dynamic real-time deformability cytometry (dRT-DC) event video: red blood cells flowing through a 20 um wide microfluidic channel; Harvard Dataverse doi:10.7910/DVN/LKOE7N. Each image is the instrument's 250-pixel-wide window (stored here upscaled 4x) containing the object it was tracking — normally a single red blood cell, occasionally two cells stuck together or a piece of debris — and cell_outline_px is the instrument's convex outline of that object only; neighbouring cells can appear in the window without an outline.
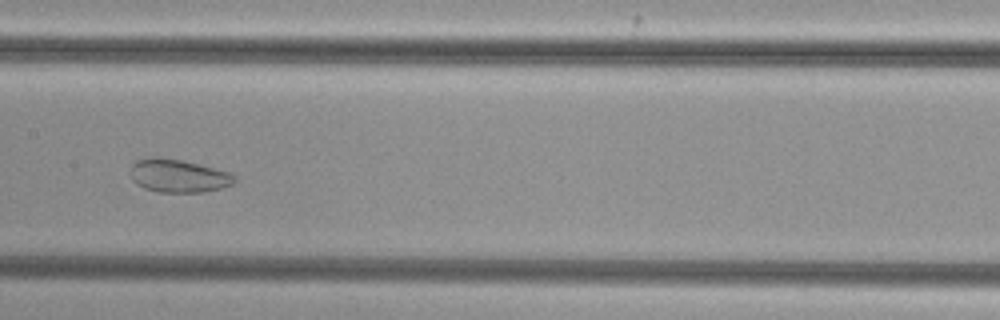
{"species": "common noctule bat (a hibernating species)", "species_latin": "Nyctalus noctula", "temperature_condition": "cold", "stored_images_in_passage": 49, "camera_frame_rate_fps": 3000, "um_per_image_px": 0.085, "animal": {"sex": "female", "body_mass_g": 29.2, "forearm_length_mm": 56.3}, "frame": {"image": 1, "passage_image": 23, "time_ms": 7.333, "image_size_px": [1000, 320], "cell_outline_px": [[236, 180], [232, 184], [220, 188], [204, 192], [160, 192], [144, 188], [136, 184], [132, 180], [132, 164], [136, 160], [148, 156], [156, 156], [180, 160], [200, 164], [228, 172], [236, 176]], "centroid_in_image_um": [15.14, 14.93], "position_along_channel_um": 192.3, "area_um2": 20.11}}
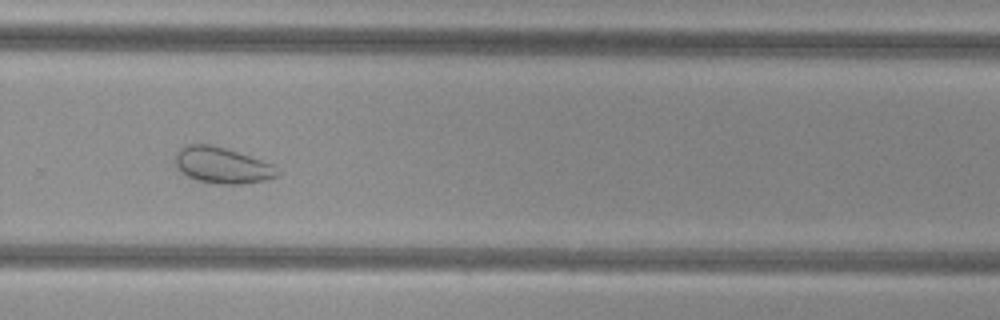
{"frame": {"image": 2, "passage_image": 32, "time_ms": 10.333, "image_size_px": [1000, 320], "cell_outline_px": [[280, 172], [276, 176], [264, 180], [240, 184], [216, 184], [196, 180], [180, 172], [176, 164], [176, 152], [184, 144], [212, 144], [272, 164]], "centroid_in_image_um": [18.83, 14.05], "position_along_channel_um": 311.0, "area_um2": 21.27}}
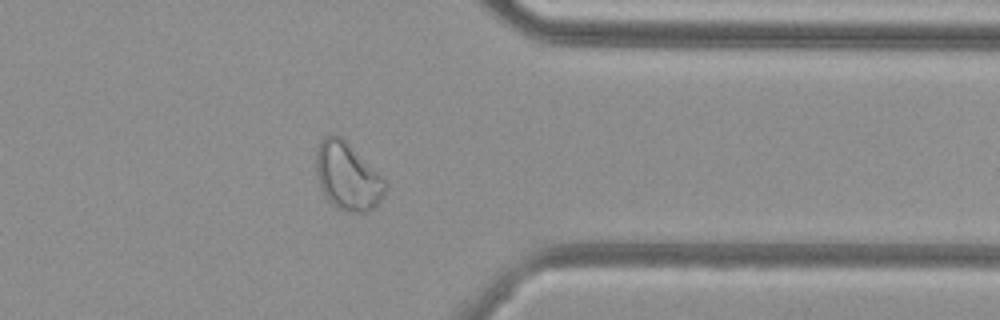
{"frame": {"image": 3, "passage_image": 38, "time_ms": 12.333, "image_size_px": [1000, 320], "cell_outline_px": [[388, 188], [384, 196], [368, 212], [344, 212], [332, 204], [320, 192], [316, 172], [316, 148], [320, 140], [324, 136], [332, 132], [336, 132], [388, 180]], "centroid_in_image_um": [29.54, 14.97], "position_along_channel_um": 381.9, "area_um2": 28.03}}